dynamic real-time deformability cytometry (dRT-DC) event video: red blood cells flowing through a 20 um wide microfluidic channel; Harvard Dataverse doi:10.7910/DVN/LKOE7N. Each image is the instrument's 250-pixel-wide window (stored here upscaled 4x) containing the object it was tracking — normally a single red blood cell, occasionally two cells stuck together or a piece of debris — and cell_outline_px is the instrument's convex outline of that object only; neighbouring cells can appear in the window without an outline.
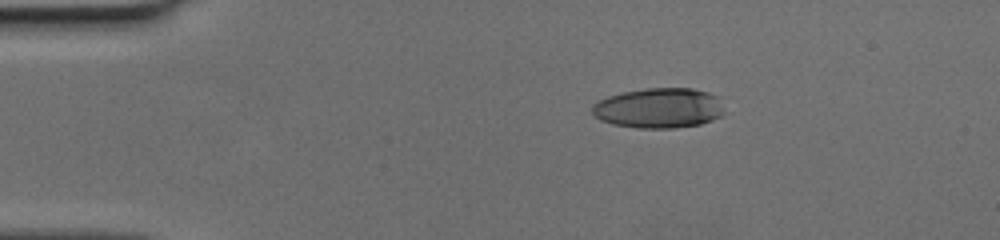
{"species": "human", "species_latin": "Homo sapiens", "temperature_condition": "cold", "stored_images_in_passage": 41, "camera_frame_rate_fps": 3000, "um_per_image_px": 0.085, "donor": {"sex": "female"}, "frame": {"image": 1, "passage_image": 1, "time_ms": 0.0, "image_size_px": [1000, 240], "cell_outline_px": [[728, 112], [712, 120], [700, 124], [672, 128], [636, 128], [612, 124], [600, 120], [592, 112], [592, 108], [600, 100], [608, 96], [624, 92], [648, 88], [692, 88], [708, 92], [716, 96]], "centroid_in_image_um": [56.05, 9.19], "position_along_channel_um": 28.9, "area_um2": 30.92}}
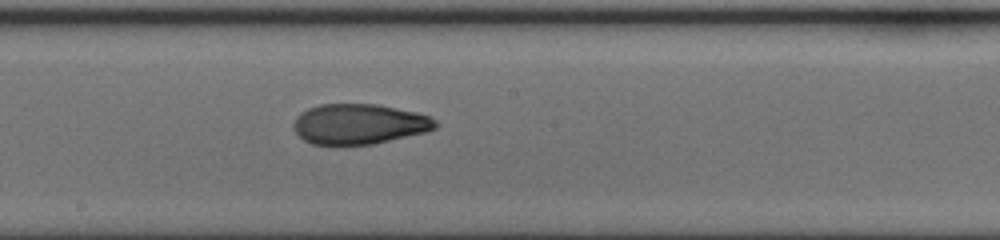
{"frame": {"image": 2, "passage_image": 19, "time_ms": 6.0, "image_size_px": [1000, 240], "cell_outline_px": [[436, 128], [424, 132], [372, 144], [312, 144], [304, 140], [296, 132], [292, 124], [296, 116], [300, 112], [308, 108], [320, 104], [376, 104], [416, 112], [428, 116], [436, 120]], "centroid_in_image_um": [30.49, 10.53], "position_along_channel_um": 217.7, "area_um2": 33.0}}
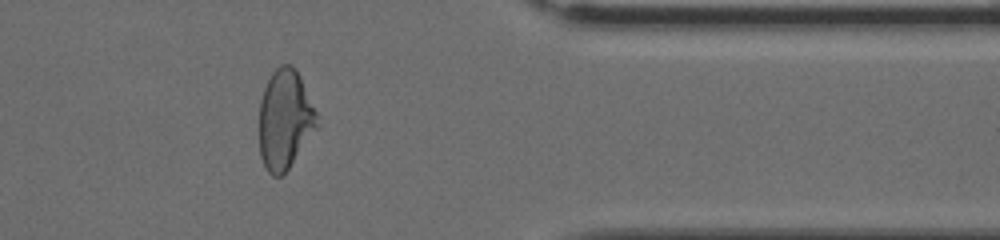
{"frame": {"image": 3, "passage_image": 32, "time_ms": 10.333, "image_size_px": [1000, 240], "cell_outline_px": [[316, 128], [284, 176], [272, 176], [264, 168], [260, 156], [260, 100], [264, 88], [272, 72], [280, 64], [292, 64], [296, 68], [300, 76], [316, 112]], "centroid_in_image_um": [24.19, 10.17], "position_along_channel_um": 387.2, "area_um2": 33.35}}